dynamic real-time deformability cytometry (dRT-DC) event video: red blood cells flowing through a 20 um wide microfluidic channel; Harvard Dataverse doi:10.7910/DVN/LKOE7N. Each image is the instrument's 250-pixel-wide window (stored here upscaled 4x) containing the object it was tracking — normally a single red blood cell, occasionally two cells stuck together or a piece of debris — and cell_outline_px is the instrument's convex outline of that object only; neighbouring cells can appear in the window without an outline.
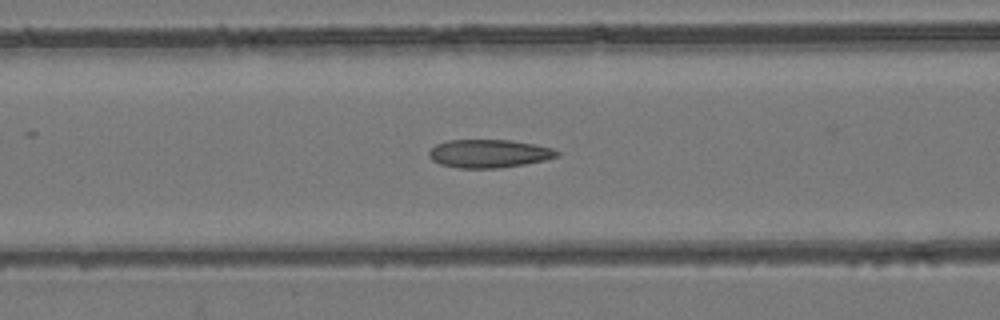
{"species": "common noctule bat (a hibernating species)", "species_latin": "Nyctalus noctula", "temperature_condition": "room temperature", "stored_images_in_passage": 33, "camera_frame_rate_fps": 3000, "um_per_image_px": 0.085, "animal": {"sex": "female", "body_mass_g": 24.6, "forearm_length_mm": 56.2}, "frame": {"image": 1, "passage_image": 11, "time_ms": 3.333, "image_size_px": [1000, 320], "cell_outline_px": [[560, 152], [556, 156], [544, 160], [524, 164], [500, 168], [460, 168], [440, 164], [432, 160], [428, 156], [428, 152], [436, 144], [448, 140], [508, 140], [532, 144], [552, 148]], "centroid_in_image_um": [41.52, 13.05], "position_along_channel_um": 125.1, "area_um2": 20.87}}
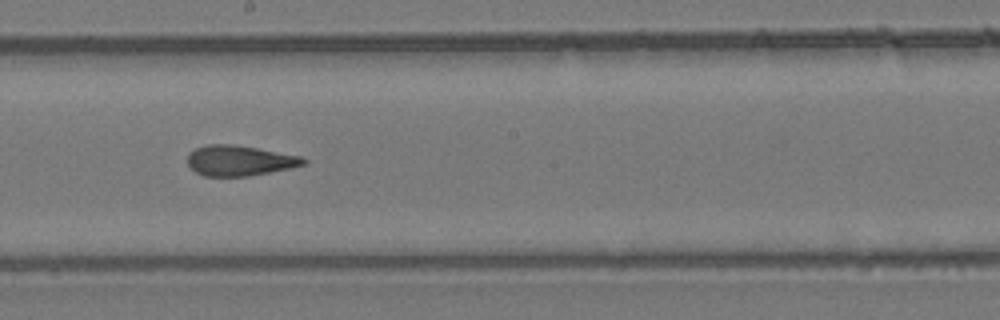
{"frame": {"image": 2, "passage_image": 19, "time_ms": 6.0, "image_size_px": [1000, 320], "cell_outline_px": [[308, 160], [304, 164], [288, 168], [248, 176], [204, 176], [196, 172], [188, 164], [188, 152], [196, 148], [208, 144], [232, 144], [256, 148], [300, 156]], "centroid_in_image_um": [20.32, 13.64], "position_along_channel_um": 227.9, "area_um2": 20.23}}
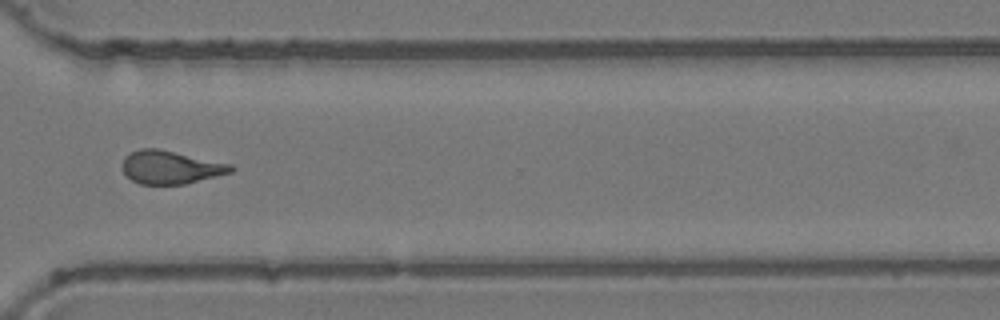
{"frame": {"image": 3, "passage_image": 29, "time_ms": 9.333, "image_size_px": [1000, 320], "cell_outline_px": [[236, 168], [232, 172], [184, 184], [140, 184], [132, 180], [124, 172], [124, 156], [140, 148], [156, 148], [232, 164]], "centroid_in_image_um": [14.52, 14.22], "position_along_channel_um": 356.1, "area_um2": 20.69}, "authors_computed_cell_mechanics": {"area_um2": 21.0392, "velocity_mm_per_s": 3.8554, "shape_relaxation_time_tau1_ms": null, "shape_relaxation_time_tau2_ms": 2.84, "deformation_change_tau1": null, "deformation_change_tau2": 0.1139}}